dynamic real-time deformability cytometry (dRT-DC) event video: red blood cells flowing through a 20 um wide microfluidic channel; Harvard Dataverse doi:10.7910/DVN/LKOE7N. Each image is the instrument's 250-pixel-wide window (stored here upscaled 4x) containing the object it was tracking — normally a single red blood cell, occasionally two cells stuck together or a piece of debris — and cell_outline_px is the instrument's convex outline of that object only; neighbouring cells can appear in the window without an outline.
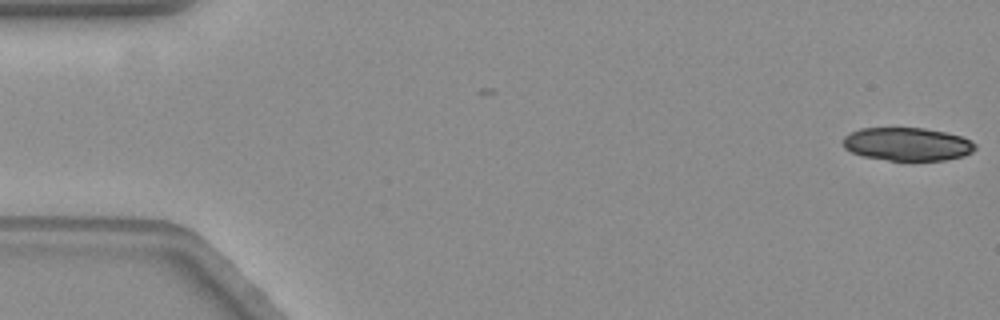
{"species": "common noctule bat (a hibernating species)", "species_latin": "Nyctalus noctula", "temperature_condition": "warm", "stored_images_in_passage": 32, "camera_frame_rate_fps": 3000, "um_per_image_px": 0.085, "animal": {"sex": "female", "body_mass_g": 19.3, "forearm_length_mm": 54.1}, "frame": {"image": 1, "passage_image": 1, "time_ms": 0.0, "image_size_px": [1000, 320], "cell_outline_px": [[976, 148], [972, 152], [964, 156], [944, 160], [912, 164], [860, 156], [844, 148], [844, 136], [860, 128], [924, 128], [944, 132], [960, 136], [976, 144]], "centroid_in_image_um": [77.12, 12.3], "position_along_channel_um": 7.9, "area_um2": 26.3}}
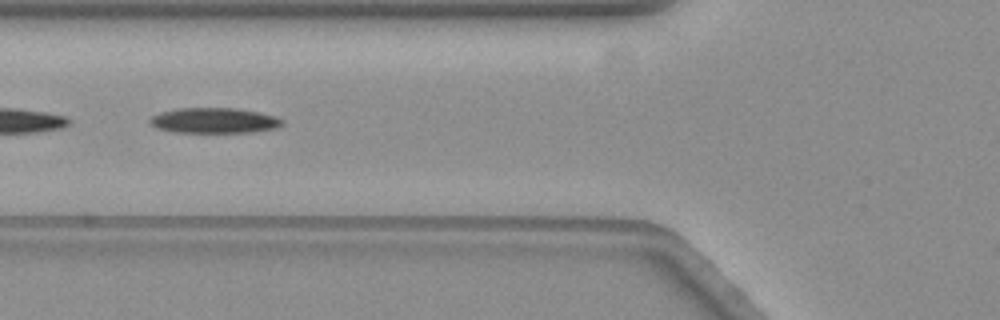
{"frame": {"image": 2, "passage_image": 22, "time_ms": 7.0, "image_size_px": [1000, 320], "cell_outline_px": [[284, 124], [276, 128], [252, 132], [172, 132], [156, 128], [148, 124], [148, 120], [152, 116], [160, 112], [176, 108], [236, 108], [260, 112], [276, 116], [284, 120]], "centroid_in_image_um": [18.19, 10.24], "position_along_channel_um": 107.6, "area_um2": 19.83}}